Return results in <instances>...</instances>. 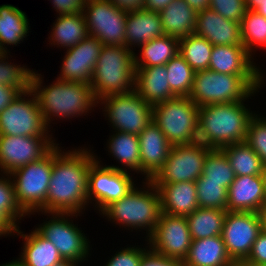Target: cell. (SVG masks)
I'll return each instance as SVG.
<instances>
[{
  "label": "cell",
  "instance_id": "cell-1",
  "mask_svg": "<svg viewBox=\"0 0 266 266\" xmlns=\"http://www.w3.org/2000/svg\"><path fill=\"white\" fill-rule=\"evenodd\" d=\"M58 145L53 147V167L46 205L39 212L83 214V209L85 211L86 205H89L88 172L97 155L84 147L64 152Z\"/></svg>",
  "mask_w": 266,
  "mask_h": 266
},
{
  "label": "cell",
  "instance_id": "cell-2",
  "mask_svg": "<svg viewBox=\"0 0 266 266\" xmlns=\"http://www.w3.org/2000/svg\"><path fill=\"white\" fill-rule=\"evenodd\" d=\"M43 77L34 72L31 91L35 94L45 122L50 127L53 117L72 119L83 117L98 104L90 84L56 78L51 85H42ZM90 110V111H89Z\"/></svg>",
  "mask_w": 266,
  "mask_h": 266
},
{
  "label": "cell",
  "instance_id": "cell-3",
  "mask_svg": "<svg viewBox=\"0 0 266 266\" xmlns=\"http://www.w3.org/2000/svg\"><path fill=\"white\" fill-rule=\"evenodd\" d=\"M245 101L199 107L198 142L212 149L244 142L250 118Z\"/></svg>",
  "mask_w": 266,
  "mask_h": 266
},
{
  "label": "cell",
  "instance_id": "cell-4",
  "mask_svg": "<svg viewBox=\"0 0 266 266\" xmlns=\"http://www.w3.org/2000/svg\"><path fill=\"white\" fill-rule=\"evenodd\" d=\"M263 75H232L199 70L195 72L189 98L198 106L246 101L259 92L264 83Z\"/></svg>",
  "mask_w": 266,
  "mask_h": 266
},
{
  "label": "cell",
  "instance_id": "cell-5",
  "mask_svg": "<svg viewBox=\"0 0 266 266\" xmlns=\"http://www.w3.org/2000/svg\"><path fill=\"white\" fill-rule=\"evenodd\" d=\"M161 213L159 191L150 180H145L143 188L135 185L124 197L108 204L100 215L103 214L108 221L131 231L144 229L148 238L153 233Z\"/></svg>",
  "mask_w": 266,
  "mask_h": 266
},
{
  "label": "cell",
  "instance_id": "cell-6",
  "mask_svg": "<svg viewBox=\"0 0 266 266\" xmlns=\"http://www.w3.org/2000/svg\"><path fill=\"white\" fill-rule=\"evenodd\" d=\"M134 53L126 46H102L90 83L97 102L134 90Z\"/></svg>",
  "mask_w": 266,
  "mask_h": 266
},
{
  "label": "cell",
  "instance_id": "cell-7",
  "mask_svg": "<svg viewBox=\"0 0 266 266\" xmlns=\"http://www.w3.org/2000/svg\"><path fill=\"white\" fill-rule=\"evenodd\" d=\"M199 107L189 97H175L153 105L152 120L172 145L198 142Z\"/></svg>",
  "mask_w": 266,
  "mask_h": 266
},
{
  "label": "cell",
  "instance_id": "cell-8",
  "mask_svg": "<svg viewBox=\"0 0 266 266\" xmlns=\"http://www.w3.org/2000/svg\"><path fill=\"white\" fill-rule=\"evenodd\" d=\"M52 167L53 148L40 160L26 164L9 174L17 202L27 216L39 213L46 205Z\"/></svg>",
  "mask_w": 266,
  "mask_h": 266
},
{
  "label": "cell",
  "instance_id": "cell-9",
  "mask_svg": "<svg viewBox=\"0 0 266 266\" xmlns=\"http://www.w3.org/2000/svg\"><path fill=\"white\" fill-rule=\"evenodd\" d=\"M50 216L35 230L45 239L49 240L59 251L63 260L73 261L77 264L84 262L89 255L90 241L70 217L80 216L76 213H43ZM71 221V222H70Z\"/></svg>",
  "mask_w": 266,
  "mask_h": 266
},
{
  "label": "cell",
  "instance_id": "cell-10",
  "mask_svg": "<svg viewBox=\"0 0 266 266\" xmlns=\"http://www.w3.org/2000/svg\"><path fill=\"white\" fill-rule=\"evenodd\" d=\"M115 131L139 135L152 120V105L144 101L135 90L111 95L98 101Z\"/></svg>",
  "mask_w": 266,
  "mask_h": 266
},
{
  "label": "cell",
  "instance_id": "cell-11",
  "mask_svg": "<svg viewBox=\"0 0 266 266\" xmlns=\"http://www.w3.org/2000/svg\"><path fill=\"white\" fill-rule=\"evenodd\" d=\"M211 149L200 142L173 145L165 164L150 181L157 189L163 184L195 182Z\"/></svg>",
  "mask_w": 266,
  "mask_h": 266
},
{
  "label": "cell",
  "instance_id": "cell-12",
  "mask_svg": "<svg viewBox=\"0 0 266 266\" xmlns=\"http://www.w3.org/2000/svg\"><path fill=\"white\" fill-rule=\"evenodd\" d=\"M49 129L31 90L19 94L0 113V135L53 136Z\"/></svg>",
  "mask_w": 266,
  "mask_h": 266
},
{
  "label": "cell",
  "instance_id": "cell-13",
  "mask_svg": "<svg viewBox=\"0 0 266 266\" xmlns=\"http://www.w3.org/2000/svg\"><path fill=\"white\" fill-rule=\"evenodd\" d=\"M82 14L90 36L103 45L125 46L127 11L110 0H86Z\"/></svg>",
  "mask_w": 266,
  "mask_h": 266
},
{
  "label": "cell",
  "instance_id": "cell-14",
  "mask_svg": "<svg viewBox=\"0 0 266 266\" xmlns=\"http://www.w3.org/2000/svg\"><path fill=\"white\" fill-rule=\"evenodd\" d=\"M98 159L89 168L87 198L89 204L95 201L94 207L100 213L108 204L124 197L136 184L128 171L103 166Z\"/></svg>",
  "mask_w": 266,
  "mask_h": 266
},
{
  "label": "cell",
  "instance_id": "cell-15",
  "mask_svg": "<svg viewBox=\"0 0 266 266\" xmlns=\"http://www.w3.org/2000/svg\"><path fill=\"white\" fill-rule=\"evenodd\" d=\"M146 246L165 257L184 262L189 254L192 237L185 216L161 213Z\"/></svg>",
  "mask_w": 266,
  "mask_h": 266
},
{
  "label": "cell",
  "instance_id": "cell-16",
  "mask_svg": "<svg viewBox=\"0 0 266 266\" xmlns=\"http://www.w3.org/2000/svg\"><path fill=\"white\" fill-rule=\"evenodd\" d=\"M262 230L260 213L227 211L221 236L233 262L247 259Z\"/></svg>",
  "mask_w": 266,
  "mask_h": 266
},
{
  "label": "cell",
  "instance_id": "cell-17",
  "mask_svg": "<svg viewBox=\"0 0 266 266\" xmlns=\"http://www.w3.org/2000/svg\"><path fill=\"white\" fill-rule=\"evenodd\" d=\"M52 136L0 135V171L14 170L44 157L56 144Z\"/></svg>",
  "mask_w": 266,
  "mask_h": 266
},
{
  "label": "cell",
  "instance_id": "cell-18",
  "mask_svg": "<svg viewBox=\"0 0 266 266\" xmlns=\"http://www.w3.org/2000/svg\"><path fill=\"white\" fill-rule=\"evenodd\" d=\"M102 46L96 37L88 35L77 45L66 49L57 79L90 84Z\"/></svg>",
  "mask_w": 266,
  "mask_h": 266
},
{
  "label": "cell",
  "instance_id": "cell-19",
  "mask_svg": "<svg viewBox=\"0 0 266 266\" xmlns=\"http://www.w3.org/2000/svg\"><path fill=\"white\" fill-rule=\"evenodd\" d=\"M138 140L141 174L144 175V180H151L165 164L173 145L153 120L141 131Z\"/></svg>",
  "mask_w": 266,
  "mask_h": 266
},
{
  "label": "cell",
  "instance_id": "cell-20",
  "mask_svg": "<svg viewBox=\"0 0 266 266\" xmlns=\"http://www.w3.org/2000/svg\"><path fill=\"white\" fill-rule=\"evenodd\" d=\"M265 205L262 175L235 176L228 188L227 211L260 213Z\"/></svg>",
  "mask_w": 266,
  "mask_h": 266
},
{
  "label": "cell",
  "instance_id": "cell-21",
  "mask_svg": "<svg viewBox=\"0 0 266 266\" xmlns=\"http://www.w3.org/2000/svg\"><path fill=\"white\" fill-rule=\"evenodd\" d=\"M194 34L216 45H243L241 25L226 19L211 8L197 13Z\"/></svg>",
  "mask_w": 266,
  "mask_h": 266
},
{
  "label": "cell",
  "instance_id": "cell-22",
  "mask_svg": "<svg viewBox=\"0 0 266 266\" xmlns=\"http://www.w3.org/2000/svg\"><path fill=\"white\" fill-rule=\"evenodd\" d=\"M243 45L213 46L208 69L222 74L263 75Z\"/></svg>",
  "mask_w": 266,
  "mask_h": 266
},
{
  "label": "cell",
  "instance_id": "cell-23",
  "mask_svg": "<svg viewBox=\"0 0 266 266\" xmlns=\"http://www.w3.org/2000/svg\"><path fill=\"white\" fill-rule=\"evenodd\" d=\"M165 65L135 67V88L137 94L148 104L167 101L176 96L171 92Z\"/></svg>",
  "mask_w": 266,
  "mask_h": 266
},
{
  "label": "cell",
  "instance_id": "cell-24",
  "mask_svg": "<svg viewBox=\"0 0 266 266\" xmlns=\"http://www.w3.org/2000/svg\"><path fill=\"white\" fill-rule=\"evenodd\" d=\"M165 35L158 12L145 9L129 11L126 19L125 46L129 49Z\"/></svg>",
  "mask_w": 266,
  "mask_h": 266
},
{
  "label": "cell",
  "instance_id": "cell-25",
  "mask_svg": "<svg viewBox=\"0 0 266 266\" xmlns=\"http://www.w3.org/2000/svg\"><path fill=\"white\" fill-rule=\"evenodd\" d=\"M158 191L162 213L186 217L199 207L195 182L163 184Z\"/></svg>",
  "mask_w": 266,
  "mask_h": 266
},
{
  "label": "cell",
  "instance_id": "cell-26",
  "mask_svg": "<svg viewBox=\"0 0 266 266\" xmlns=\"http://www.w3.org/2000/svg\"><path fill=\"white\" fill-rule=\"evenodd\" d=\"M23 238V252L18 260L24 266H53L63 261L57 248L36 230L25 235L18 228L14 233Z\"/></svg>",
  "mask_w": 266,
  "mask_h": 266
},
{
  "label": "cell",
  "instance_id": "cell-27",
  "mask_svg": "<svg viewBox=\"0 0 266 266\" xmlns=\"http://www.w3.org/2000/svg\"><path fill=\"white\" fill-rule=\"evenodd\" d=\"M184 266H234L221 235L192 240Z\"/></svg>",
  "mask_w": 266,
  "mask_h": 266
},
{
  "label": "cell",
  "instance_id": "cell-28",
  "mask_svg": "<svg viewBox=\"0 0 266 266\" xmlns=\"http://www.w3.org/2000/svg\"><path fill=\"white\" fill-rule=\"evenodd\" d=\"M159 14L165 35L181 39L194 34L197 12L185 0H173Z\"/></svg>",
  "mask_w": 266,
  "mask_h": 266
},
{
  "label": "cell",
  "instance_id": "cell-29",
  "mask_svg": "<svg viewBox=\"0 0 266 266\" xmlns=\"http://www.w3.org/2000/svg\"><path fill=\"white\" fill-rule=\"evenodd\" d=\"M113 132L115 133L109 136V140H107L108 152L110 155L112 154V157L114 156L115 160H118V163L122 164V167L114 165L105 166L122 171L130 169V171L132 170L137 174L141 173L140 145L138 136L119 131Z\"/></svg>",
  "mask_w": 266,
  "mask_h": 266
},
{
  "label": "cell",
  "instance_id": "cell-30",
  "mask_svg": "<svg viewBox=\"0 0 266 266\" xmlns=\"http://www.w3.org/2000/svg\"><path fill=\"white\" fill-rule=\"evenodd\" d=\"M52 28L48 37L49 45L52 42L51 45H57L63 49L77 45L89 35L82 13L58 15Z\"/></svg>",
  "mask_w": 266,
  "mask_h": 266
},
{
  "label": "cell",
  "instance_id": "cell-31",
  "mask_svg": "<svg viewBox=\"0 0 266 266\" xmlns=\"http://www.w3.org/2000/svg\"><path fill=\"white\" fill-rule=\"evenodd\" d=\"M29 27L25 12L10 4L0 6V46L6 53H10L8 45L17 46L23 42L30 32Z\"/></svg>",
  "mask_w": 266,
  "mask_h": 266
},
{
  "label": "cell",
  "instance_id": "cell-32",
  "mask_svg": "<svg viewBox=\"0 0 266 266\" xmlns=\"http://www.w3.org/2000/svg\"><path fill=\"white\" fill-rule=\"evenodd\" d=\"M140 56L134 53L135 67H151L166 65L177 53H179V39L162 35L139 46Z\"/></svg>",
  "mask_w": 266,
  "mask_h": 266
},
{
  "label": "cell",
  "instance_id": "cell-33",
  "mask_svg": "<svg viewBox=\"0 0 266 266\" xmlns=\"http://www.w3.org/2000/svg\"><path fill=\"white\" fill-rule=\"evenodd\" d=\"M227 210L198 207L186 216L192 240L222 235Z\"/></svg>",
  "mask_w": 266,
  "mask_h": 266
},
{
  "label": "cell",
  "instance_id": "cell-34",
  "mask_svg": "<svg viewBox=\"0 0 266 266\" xmlns=\"http://www.w3.org/2000/svg\"><path fill=\"white\" fill-rule=\"evenodd\" d=\"M26 215L17 202L11 176L2 173L0 177V224L13 236L20 228L18 221Z\"/></svg>",
  "mask_w": 266,
  "mask_h": 266
},
{
  "label": "cell",
  "instance_id": "cell-35",
  "mask_svg": "<svg viewBox=\"0 0 266 266\" xmlns=\"http://www.w3.org/2000/svg\"><path fill=\"white\" fill-rule=\"evenodd\" d=\"M221 149L225 152L235 176L262 174L261 159L245 141L230 144Z\"/></svg>",
  "mask_w": 266,
  "mask_h": 266
},
{
  "label": "cell",
  "instance_id": "cell-36",
  "mask_svg": "<svg viewBox=\"0 0 266 266\" xmlns=\"http://www.w3.org/2000/svg\"><path fill=\"white\" fill-rule=\"evenodd\" d=\"M235 174L222 149H211L204 162L202 175L195 182L221 183L227 189L234 181Z\"/></svg>",
  "mask_w": 266,
  "mask_h": 266
},
{
  "label": "cell",
  "instance_id": "cell-37",
  "mask_svg": "<svg viewBox=\"0 0 266 266\" xmlns=\"http://www.w3.org/2000/svg\"><path fill=\"white\" fill-rule=\"evenodd\" d=\"M212 49L207 39L196 34L179 39V53L195 72L208 69Z\"/></svg>",
  "mask_w": 266,
  "mask_h": 266
},
{
  "label": "cell",
  "instance_id": "cell-38",
  "mask_svg": "<svg viewBox=\"0 0 266 266\" xmlns=\"http://www.w3.org/2000/svg\"><path fill=\"white\" fill-rule=\"evenodd\" d=\"M165 67L171 92L176 97H189L193 87L195 71L180 53H177Z\"/></svg>",
  "mask_w": 266,
  "mask_h": 266
},
{
  "label": "cell",
  "instance_id": "cell-39",
  "mask_svg": "<svg viewBox=\"0 0 266 266\" xmlns=\"http://www.w3.org/2000/svg\"><path fill=\"white\" fill-rule=\"evenodd\" d=\"M240 25L243 46L251 56L255 54L254 49H266V18L263 15L246 10Z\"/></svg>",
  "mask_w": 266,
  "mask_h": 266
},
{
  "label": "cell",
  "instance_id": "cell-40",
  "mask_svg": "<svg viewBox=\"0 0 266 266\" xmlns=\"http://www.w3.org/2000/svg\"><path fill=\"white\" fill-rule=\"evenodd\" d=\"M8 55L10 54L6 53L0 58V84L12 87L20 94L30 91L35 71L26 68L27 66L25 65L21 66L19 64H14L11 61L8 62Z\"/></svg>",
  "mask_w": 266,
  "mask_h": 266
},
{
  "label": "cell",
  "instance_id": "cell-41",
  "mask_svg": "<svg viewBox=\"0 0 266 266\" xmlns=\"http://www.w3.org/2000/svg\"><path fill=\"white\" fill-rule=\"evenodd\" d=\"M195 185L199 207L227 210L228 189L221 183L195 182Z\"/></svg>",
  "mask_w": 266,
  "mask_h": 266
},
{
  "label": "cell",
  "instance_id": "cell-42",
  "mask_svg": "<svg viewBox=\"0 0 266 266\" xmlns=\"http://www.w3.org/2000/svg\"><path fill=\"white\" fill-rule=\"evenodd\" d=\"M254 114L247 127L245 142L255 151L263 165L266 164V118Z\"/></svg>",
  "mask_w": 266,
  "mask_h": 266
},
{
  "label": "cell",
  "instance_id": "cell-43",
  "mask_svg": "<svg viewBox=\"0 0 266 266\" xmlns=\"http://www.w3.org/2000/svg\"><path fill=\"white\" fill-rule=\"evenodd\" d=\"M209 8L222 17L240 24L247 10L245 0H210Z\"/></svg>",
  "mask_w": 266,
  "mask_h": 266
},
{
  "label": "cell",
  "instance_id": "cell-44",
  "mask_svg": "<svg viewBox=\"0 0 266 266\" xmlns=\"http://www.w3.org/2000/svg\"><path fill=\"white\" fill-rule=\"evenodd\" d=\"M141 247H127L116 252L105 264V266H139L143 254L147 251Z\"/></svg>",
  "mask_w": 266,
  "mask_h": 266
},
{
  "label": "cell",
  "instance_id": "cell-45",
  "mask_svg": "<svg viewBox=\"0 0 266 266\" xmlns=\"http://www.w3.org/2000/svg\"><path fill=\"white\" fill-rule=\"evenodd\" d=\"M245 261L256 265H266V232L264 230L258 234Z\"/></svg>",
  "mask_w": 266,
  "mask_h": 266
},
{
  "label": "cell",
  "instance_id": "cell-46",
  "mask_svg": "<svg viewBox=\"0 0 266 266\" xmlns=\"http://www.w3.org/2000/svg\"><path fill=\"white\" fill-rule=\"evenodd\" d=\"M139 266H184L182 261L160 255L150 248L143 254Z\"/></svg>",
  "mask_w": 266,
  "mask_h": 266
},
{
  "label": "cell",
  "instance_id": "cell-47",
  "mask_svg": "<svg viewBox=\"0 0 266 266\" xmlns=\"http://www.w3.org/2000/svg\"><path fill=\"white\" fill-rule=\"evenodd\" d=\"M58 15L82 13L86 0H50Z\"/></svg>",
  "mask_w": 266,
  "mask_h": 266
},
{
  "label": "cell",
  "instance_id": "cell-48",
  "mask_svg": "<svg viewBox=\"0 0 266 266\" xmlns=\"http://www.w3.org/2000/svg\"><path fill=\"white\" fill-rule=\"evenodd\" d=\"M19 92L12 87L0 84V113L19 96Z\"/></svg>",
  "mask_w": 266,
  "mask_h": 266
},
{
  "label": "cell",
  "instance_id": "cell-49",
  "mask_svg": "<svg viewBox=\"0 0 266 266\" xmlns=\"http://www.w3.org/2000/svg\"><path fill=\"white\" fill-rule=\"evenodd\" d=\"M112 4L123 11H134L144 9L145 0H110Z\"/></svg>",
  "mask_w": 266,
  "mask_h": 266
},
{
  "label": "cell",
  "instance_id": "cell-50",
  "mask_svg": "<svg viewBox=\"0 0 266 266\" xmlns=\"http://www.w3.org/2000/svg\"><path fill=\"white\" fill-rule=\"evenodd\" d=\"M173 0H145L144 9L160 13L164 10Z\"/></svg>",
  "mask_w": 266,
  "mask_h": 266
},
{
  "label": "cell",
  "instance_id": "cell-51",
  "mask_svg": "<svg viewBox=\"0 0 266 266\" xmlns=\"http://www.w3.org/2000/svg\"><path fill=\"white\" fill-rule=\"evenodd\" d=\"M197 13L209 8L210 0H185Z\"/></svg>",
  "mask_w": 266,
  "mask_h": 266
},
{
  "label": "cell",
  "instance_id": "cell-52",
  "mask_svg": "<svg viewBox=\"0 0 266 266\" xmlns=\"http://www.w3.org/2000/svg\"><path fill=\"white\" fill-rule=\"evenodd\" d=\"M266 0H245V5L247 10L255 11L262 3Z\"/></svg>",
  "mask_w": 266,
  "mask_h": 266
},
{
  "label": "cell",
  "instance_id": "cell-53",
  "mask_svg": "<svg viewBox=\"0 0 266 266\" xmlns=\"http://www.w3.org/2000/svg\"><path fill=\"white\" fill-rule=\"evenodd\" d=\"M261 218H262V228L266 232V205L260 211Z\"/></svg>",
  "mask_w": 266,
  "mask_h": 266
},
{
  "label": "cell",
  "instance_id": "cell-54",
  "mask_svg": "<svg viewBox=\"0 0 266 266\" xmlns=\"http://www.w3.org/2000/svg\"><path fill=\"white\" fill-rule=\"evenodd\" d=\"M255 11L266 18V2L262 3Z\"/></svg>",
  "mask_w": 266,
  "mask_h": 266
},
{
  "label": "cell",
  "instance_id": "cell-55",
  "mask_svg": "<svg viewBox=\"0 0 266 266\" xmlns=\"http://www.w3.org/2000/svg\"><path fill=\"white\" fill-rule=\"evenodd\" d=\"M234 266H266V265H256L253 263H249L245 260L234 262Z\"/></svg>",
  "mask_w": 266,
  "mask_h": 266
},
{
  "label": "cell",
  "instance_id": "cell-56",
  "mask_svg": "<svg viewBox=\"0 0 266 266\" xmlns=\"http://www.w3.org/2000/svg\"><path fill=\"white\" fill-rule=\"evenodd\" d=\"M53 266H78V264L73 261L63 260L60 263Z\"/></svg>",
  "mask_w": 266,
  "mask_h": 266
},
{
  "label": "cell",
  "instance_id": "cell-57",
  "mask_svg": "<svg viewBox=\"0 0 266 266\" xmlns=\"http://www.w3.org/2000/svg\"><path fill=\"white\" fill-rule=\"evenodd\" d=\"M0 266H24L18 258L16 260L13 259V261H10L8 263L2 264Z\"/></svg>",
  "mask_w": 266,
  "mask_h": 266
},
{
  "label": "cell",
  "instance_id": "cell-58",
  "mask_svg": "<svg viewBox=\"0 0 266 266\" xmlns=\"http://www.w3.org/2000/svg\"><path fill=\"white\" fill-rule=\"evenodd\" d=\"M262 178H263V182H264V188H265V193H266V164L263 165V171H262Z\"/></svg>",
  "mask_w": 266,
  "mask_h": 266
},
{
  "label": "cell",
  "instance_id": "cell-59",
  "mask_svg": "<svg viewBox=\"0 0 266 266\" xmlns=\"http://www.w3.org/2000/svg\"><path fill=\"white\" fill-rule=\"evenodd\" d=\"M11 235L1 224H0V237Z\"/></svg>",
  "mask_w": 266,
  "mask_h": 266
},
{
  "label": "cell",
  "instance_id": "cell-60",
  "mask_svg": "<svg viewBox=\"0 0 266 266\" xmlns=\"http://www.w3.org/2000/svg\"><path fill=\"white\" fill-rule=\"evenodd\" d=\"M6 52L3 50V48L0 46V58L5 55Z\"/></svg>",
  "mask_w": 266,
  "mask_h": 266
}]
</instances>
